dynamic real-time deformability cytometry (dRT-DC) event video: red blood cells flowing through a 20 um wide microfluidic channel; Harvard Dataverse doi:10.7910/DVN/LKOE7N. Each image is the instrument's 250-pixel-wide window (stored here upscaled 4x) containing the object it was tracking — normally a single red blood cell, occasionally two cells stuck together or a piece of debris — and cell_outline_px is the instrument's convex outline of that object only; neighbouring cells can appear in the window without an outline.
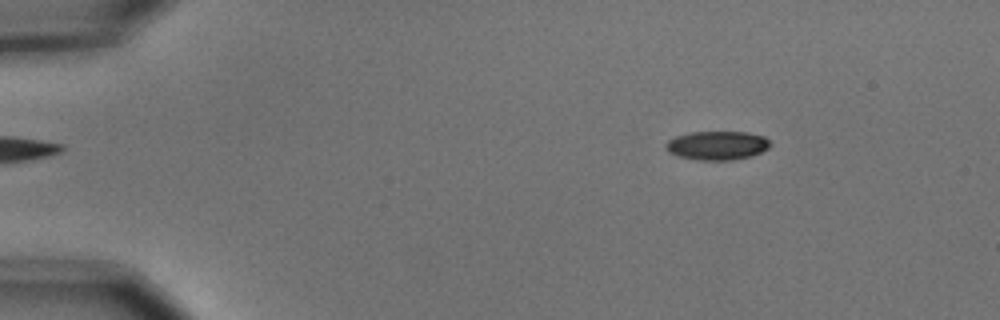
{"species": "common noctule bat (a hibernating species)", "species_latin": "Nyctalus noctula", "temperature_condition": "cold", "stored_images_in_passage": 9, "camera_frame_rate_fps": 3000, "um_per_image_px": 0.085, "animal": {"sex": "male", "body_mass_g": 15.6}, "frame": {"image": 1, "passage_image": 2, "time_ms": 0.333, "image_size_px": [1000, 320], "cell_outline_px": [[772, 144], [768, 148], [752, 156], [732, 160], [696, 160], [676, 156], [668, 152], [664, 148], [664, 144], [668, 140], [676, 136], [692, 132], [748, 132], [764, 136]], "centroid_in_image_um": [60.93, 12.37], "position_along_channel_um": 24.1, "area_um2": 17.74}}
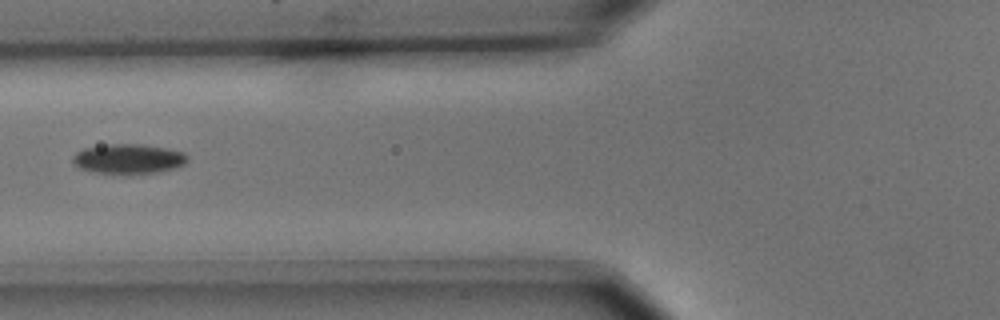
{"frame": {"image": 2, "passage_image": 6, "time_ms": 1.667, "image_size_px": [1000, 320], "cell_outline_px": [[188, 160], [184, 164], [172, 168], [156, 172], [96, 172], [80, 168], [72, 160], [72, 156], [76, 152], [84, 148], [108, 144], [144, 144], [168, 148], [184, 152], [188, 156]], "centroid_in_image_um": [10.93, 13.46], "position_along_channel_um": 114.9, "area_um2": 19.42}}
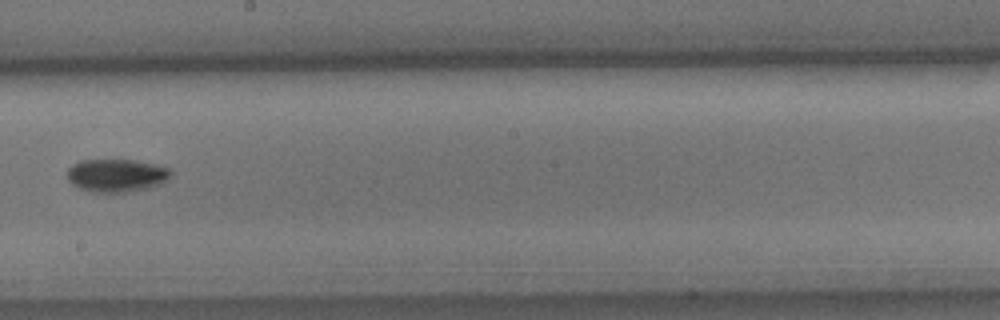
{"frame": {"image": 3, "passage_image": 9, "time_ms": 2.667, "image_size_px": [1000, 320], "cell_outline_px": [[172, 172], [160, 184], [148, 188], [124, 192], [96, 192], [80, 188], [72, 184], [68, 180], [68, 168], [72, 164], [80, 160], [136, 160], [156, 164], [168, 168]], "centroid_in_image_um": [9.88, 14.89], "position_along_channel_um": 238.3, "area_um2": 19.71}}